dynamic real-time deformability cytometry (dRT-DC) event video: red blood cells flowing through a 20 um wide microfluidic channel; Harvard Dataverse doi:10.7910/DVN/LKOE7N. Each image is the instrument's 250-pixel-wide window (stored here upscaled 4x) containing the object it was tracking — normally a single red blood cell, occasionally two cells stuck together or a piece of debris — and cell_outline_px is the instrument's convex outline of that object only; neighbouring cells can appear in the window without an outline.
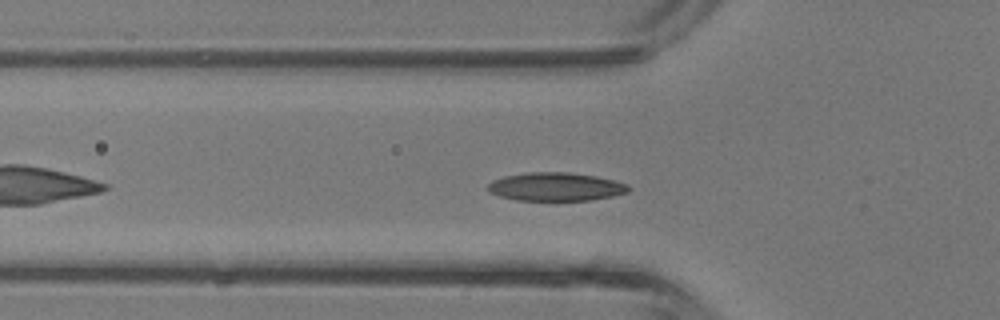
{"species": "common noctule bat (a hibernating species)", "species_latin": "Nyctalus noctula", "temperature_condition": "room temperature", "stored_images_in_passage": 35, "camera_frame_rate_fps": 3000, "um_per_image_px": 0.085, "animal": {"sex": "male", "body_mass_g": 13.3}, "frame": {"image": 1, "passage_image": 6, "time_ms": 1.667, "image_size_px": [1000, 320], "cell_outline_px": [[632, 188], [628, 192], [612, 196], [592, 200], [516, 200], [500, 196], [488, 192], [488, 184], [492, 180], [504, 176], [528, 172], [568, 172], [596, 176], [628, 184]], "centroid_in_image_um": [47.24, 15.87], "position_along_channel_um": 78.6, "area_um2": 23.29}}
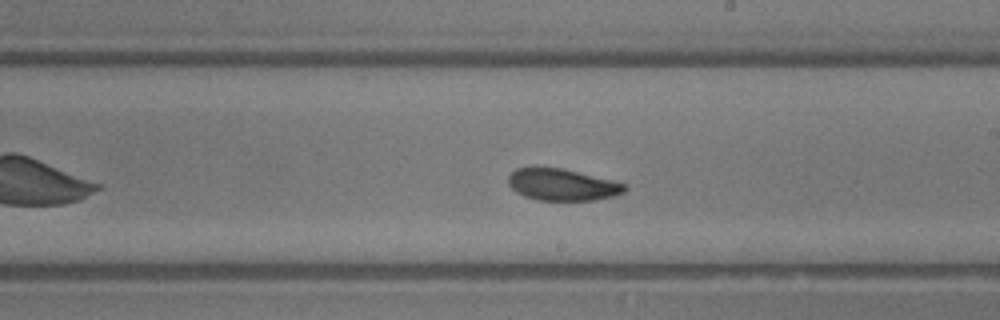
{"frame": {"image": 2, "passage_image": 16, "time_ms": 5.0, "image_size_px": [1000, 320], "cell_outline_px": [[628, 188], [624, 192], [612, 196], [596, 200], [536, 200], [524, 196], [516, 192], [508, 184], [508, 176], [516, 168], [536, 164], [560, 168], [612, 180], [624, 184]], "centroid_in_image_um": [47.71, 15.67], "position_along_channel_um": 241.3, "area_um2": 21.91}}
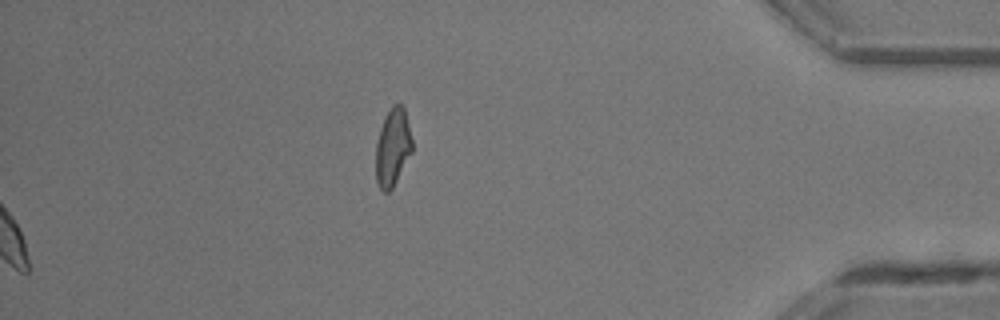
{"frame": {"image": 3, "passage_image": 35, "time_ms": 11.333, "image_size_px": [1000, 320], "cell_outline_px": [[412, 152], [392, 188], [388, 192], [384, 192], [380, 188], [376, 180], [376, 144], [380, 128], [392, 104], [400, 104], [404, 108], [412, 140]], "centroid_in_image_um": [33.37, 12.53], "position_along_channel_um": 401.8, "area_um2": 16.18}, "authors_computed_cell_mechanics": {"area_um2": 21.7328, "velocity_mm_per_s": 4.8619, "shape_relaxation_time_tau1_ms": 2.0459, "shape_relaxation_time_tau2_ms": 2.7962, "deformation_change_tau1": 0.0995, "deformation_change_tau2": 0.0765}}